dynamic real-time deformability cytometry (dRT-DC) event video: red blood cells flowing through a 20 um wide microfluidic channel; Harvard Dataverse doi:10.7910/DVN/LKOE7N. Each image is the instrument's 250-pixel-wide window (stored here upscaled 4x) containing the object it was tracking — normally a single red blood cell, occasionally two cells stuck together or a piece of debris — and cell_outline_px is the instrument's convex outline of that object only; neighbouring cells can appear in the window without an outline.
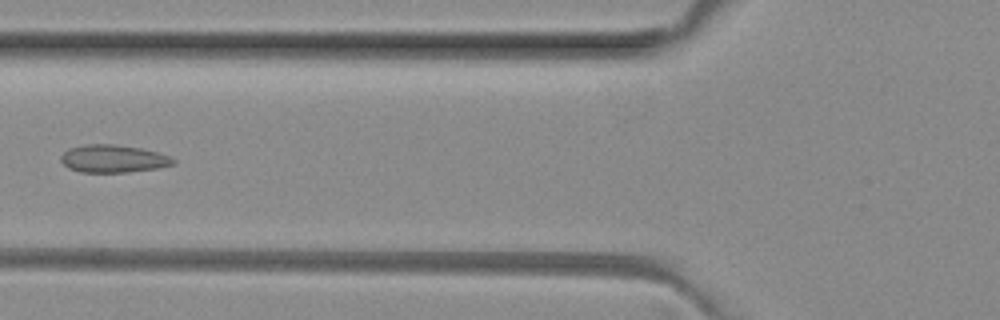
{"species": "common noctule bat (a hibernating species)", "species_latin": "Nyctalus noctula", "temperature_condition": "room temperature", "stored_images_in_passage": 6, "camera_frame_rate_fps": 3000, "um_per_image_px": 0.085, "animal": {"sex": "female", "body_mass_g": 29.2, "forearm_length_mm": 56.3}, "frame": {"image": 1, "passage_image": 5, "time_ms": 4.667, "image_size_px": [1000, 320], "cell_outline_px": [[176, 164], [156, 168], [128, 172], [80, 172], [68, 168], [60, 160], [60, 156], [68, 148], [84, 144], [112, 144], [140, 148], [156, 152], [168, 156], [176, 160]], "centroid_in_image_um": [9.59, 13.49], "position_along_channel_um": 116.2, "area_um2": 18.09}}
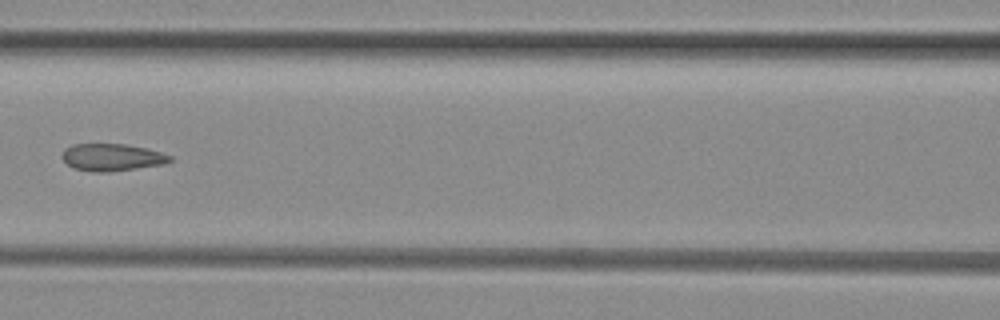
{"frame": {"image": 2, "passage_image": 6, "time_ms": 5.667, "image_size_px": [1000, 320], "cell_outline_px": [[172, 160], [164, 164], [108, 172], [96, 172], [72, 168], [60, 156], [64, 148], [72, 144], [124, 144], [148, 148], [172, 156]], "centroid_in_image_um": [9.49, 13.36], "position_along_channel_um": 157.1, "area_um2": 17.17}}